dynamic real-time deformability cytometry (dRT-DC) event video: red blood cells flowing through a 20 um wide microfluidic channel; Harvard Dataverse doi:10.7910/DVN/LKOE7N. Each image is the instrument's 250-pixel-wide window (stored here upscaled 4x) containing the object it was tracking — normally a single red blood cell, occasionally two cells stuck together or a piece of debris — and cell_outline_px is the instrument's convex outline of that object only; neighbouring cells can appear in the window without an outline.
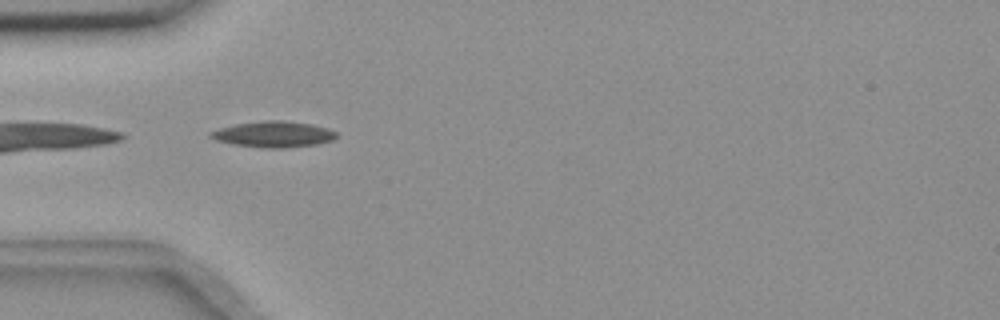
{"species": "common noctule bat (a hibernating species)", "species_latin": "Nyctalus noctula", "temperature_condition": "room temperature", "stored_images_in_passage": 39, "camera_frame_rate_fps": 3000, "um_per_image_px": 0.085, "animal": {"sex": "female", "body_mass_g": 18.4}, "frame": {"image": 1, "passage_image": 1, "time_ms": 0.0, "image_size_px": [1000, 320], "cell_outline_px": [[340, 136], [332, 140], [316, 144], [284, 148], [264, 148], [232, 144], [216, 140], [208, 136], [208, 132], [220, 128], [236, 124], [264, 120], [284, 120], [312, 124], [328, 128], [336, 132]], "centroid_in_image_um": [23.26, 11.41], "position_along_channel_um": 61.7, "area_um2": 19.19}}
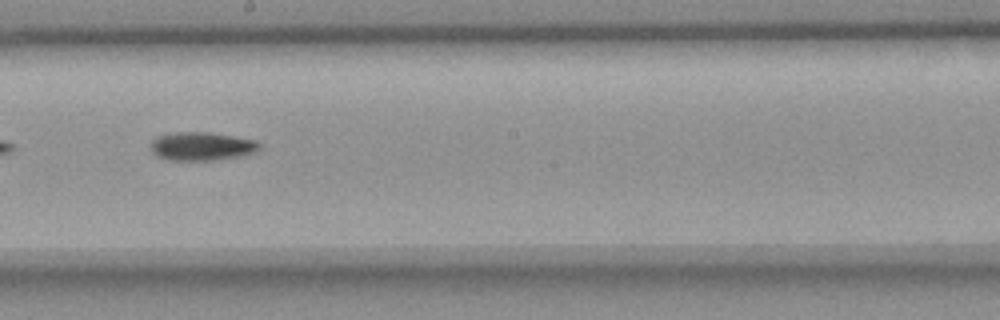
{"frame": {"image": 2, "passage_image": 15, "time_ms": 4.667, "image_size_px": [1000, 320], "cell_outline_px": [[260, 148], [252, 152], [240, 156], [216, 160], [168, 160], [156, 156], [152, 152], [152, 140], [156, 136], [176, 132], [208, 132], [256, 140], [260, 144]], "centroid_in_image_um": [17.12, 12.43], "position_along_channel_um": 231.1, "area_um2": 17.92}}
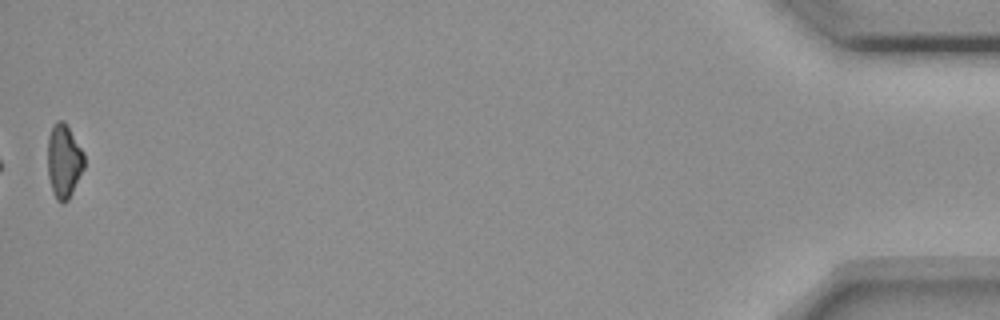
{"frame": {"image": 3, "passage_image": 39, "time_ms": 12.667, "image_size_px": [1000, 320], "cell_outline_px": [[84, 168], [68, 200], [64, 204], [60, 204], [56, 200], [52, 192], [48, 176], [48, 136], [52, 124], [56, 120], [64, 120], [84, 152]], "centroid_in_image_um": [5.42, 13.69], "position_along_channel_um": 429.8, "area_um2": 15.95}, "authors_computed_cell_mechanics": {"area_um2": 17.1666, "velocity_mm_per_s": 3.6708, "shape_relaxation_time_tau1_ms": 5.0317, "shape_relaxation_time_tau2_ms": null, "deformation_change_tau1": 0.1187, "deformation_change_tau2": null}}